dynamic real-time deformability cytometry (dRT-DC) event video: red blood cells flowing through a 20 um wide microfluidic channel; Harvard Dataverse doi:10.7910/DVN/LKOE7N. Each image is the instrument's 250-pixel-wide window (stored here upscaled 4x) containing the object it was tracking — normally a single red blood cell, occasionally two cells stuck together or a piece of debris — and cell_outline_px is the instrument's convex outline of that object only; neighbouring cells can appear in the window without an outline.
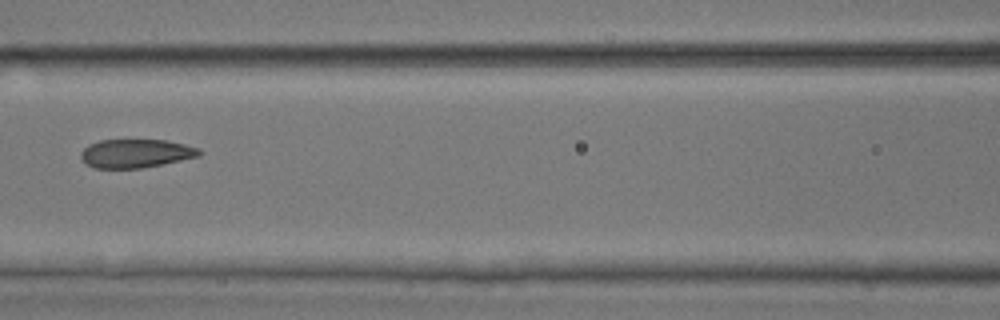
{"species": "common noctule bat (a hibernating species)", "species_latin": "Nyctalus noctula", "temperature_condition": "room temperature", "stored_images_in_passage": 8, "camera_frame_rate_fps": 3000, "um_per_image_px": 0.085, "animal": {"sex": "male", "body_mass_g": 17.9, "forearm_length_mm": 54.2}, "frame": {"image": 1, "passage_image": 6, "time_ms": 1.667, "image_size_px": [1000, 320], "cell_outline_px": [[204, 152], [200, 156], [140, 168], [92, 168], [84, 164], [80, 160], [80, 152], [88, 144], [100, 140], [168, 140], [200, 148]], "centroid_in_image_um": [11.51, 13.04], "position_along_channel_um": 155.1, "area_um2": 19.94}}